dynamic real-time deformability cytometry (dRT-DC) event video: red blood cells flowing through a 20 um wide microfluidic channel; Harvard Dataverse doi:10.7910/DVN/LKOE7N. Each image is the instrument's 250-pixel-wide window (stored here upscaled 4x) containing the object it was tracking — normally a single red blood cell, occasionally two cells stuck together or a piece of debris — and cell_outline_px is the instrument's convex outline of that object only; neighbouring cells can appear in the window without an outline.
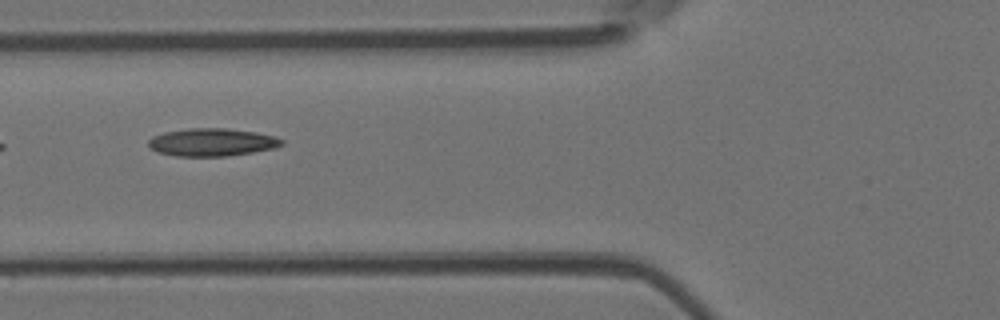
{"species": "Egyptian fruit bat (a non-hibernating species)", "species_latin": "Rousettus aegyptiacus", "temperature_condition": "room temperature", "stored_images_in_passage": 6, "camera_frame_rate_fps": 3000, "um_per_image_px": 0.085, "animal": {"sex": "female"}, "frame": {"image": 1, "passage_image": 5, "time_ms": 1.333, "image_size_px": [1000, 320], "cell_outline_px": [[284, 144], [272, 148], [252, 152], [228, 156], [176, 156], [156, 152], [148, 148], [148, 140], [152, 136], [164, 132], [188, 128], [228, 128], [256, 132], [276, 136], [284, 140]], "centroid_in_image_um": [17.99, 12.08], "position_along_channel_um": 107.8, "area_um2": 21.79}}
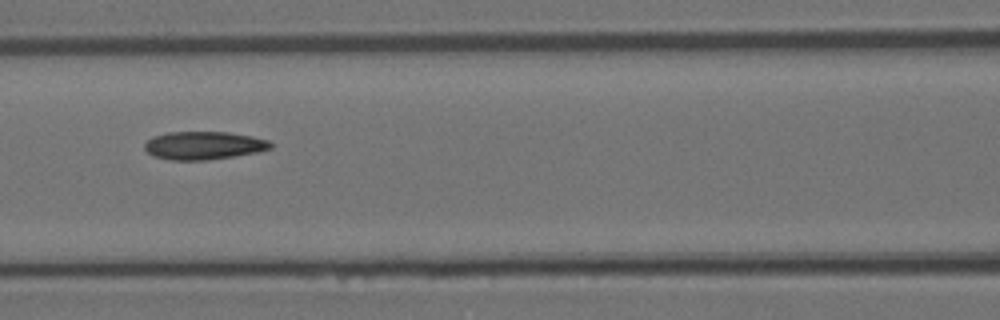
{"frame": {"image": 2, "passage_image": 6, "time_ms": 1.667, "image_size_px": [1000, 320], "cell_outline_px": [[272, 148], [256, 152], [208, 160], [172, 160], [152, 156], [144, 148], [144, 144], [152, 136], [168, 132], [228, 132], [252, 136], [268, 140], [272, 144]], "centroid_in_image_um": [17.29, 12.36], "position_along_channel_um": 149.3, "area_um2": 20.58}}